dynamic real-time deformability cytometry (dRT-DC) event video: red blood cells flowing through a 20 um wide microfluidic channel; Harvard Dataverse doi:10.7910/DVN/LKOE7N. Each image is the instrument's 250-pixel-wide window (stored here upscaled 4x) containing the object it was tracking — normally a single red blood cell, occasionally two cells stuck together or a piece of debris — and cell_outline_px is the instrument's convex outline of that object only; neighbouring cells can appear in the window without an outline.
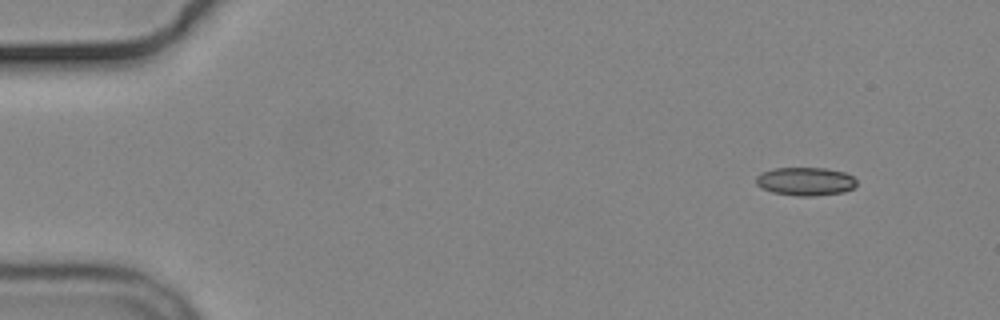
{"species": "common noctule bat (a hibernating species)", "species_latin": "Nyctalus noctula", "temperature_condition": "cold", "stored_images_in_passage": 6, "camera_frame_rate_fps": 3000, "um_per_image_px": 0.085, "animal": {"sex": "male", "body_mass_g": 19.2, "forearm_length_mm": 51.8}, "frame": {"image": 1, "passage_image": 1, "time_ms": 0.0, "image_size_px": [1000, 320], "cell_outline_px": [[856, 184], [852, 188], [844, 192], [812, 196], [796, 196], [772, 192], [760, 188], [756, 184], [756, 176], [760, 172], [772, 168], [824, 168], [844, 172], [852, 176], [856, 180]], "centroid_in_image_um": [68.41, 15.42], "position_along_channel_um": 16.6, "area_um2": 16.7}}
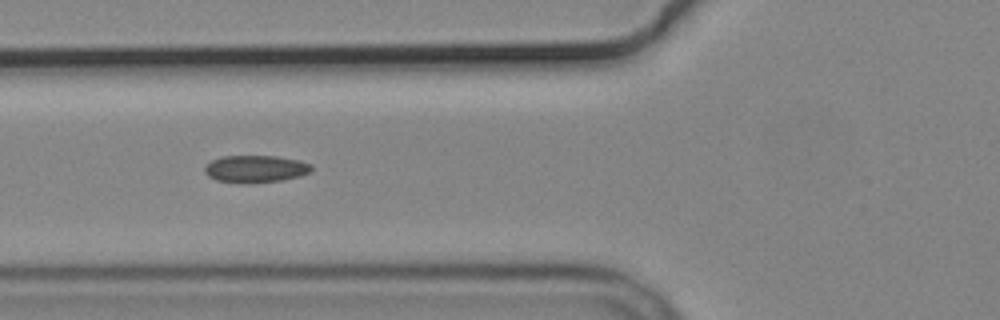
{"frame": {"image": 2, "passage_image": 5, "time_ms": 5.333, "image_size_px": [1000, 320], "cell_outline_px": [[312, 172], [300, 176], [284, 180], [244, 184], [216, 180], [208, 176], [204, 172], [204, 168], [212, 160], [220, 156], [276, 156], [300, 160], [312, 164]], "centroid_in_image_um": [21.74, 14.36], "position_along_channel_um": 104.1, "area_um2": 17.22}}
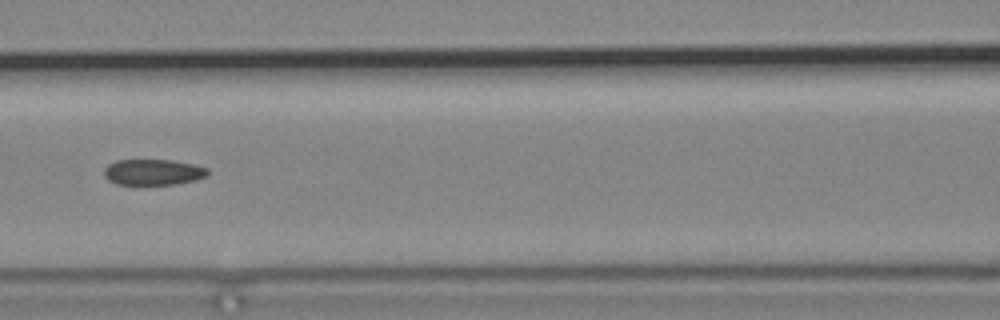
{"frame": {"image": 3, "passage_image": 6, "time_ms": 6.667, "image_size_px": [1000, 320], "cell_outline_px": [[208, 176], [196, 180], [176, 184], [116, 184], [108, 180], [104, 176], [104, 168], [108, 164], [116, 160], [172, 160], [192, 164], [208, 168]], "centroid_in_image_um": [13.01, 14.63], "position_along_channel_um": 153.6, "area_um2": 15.66}}